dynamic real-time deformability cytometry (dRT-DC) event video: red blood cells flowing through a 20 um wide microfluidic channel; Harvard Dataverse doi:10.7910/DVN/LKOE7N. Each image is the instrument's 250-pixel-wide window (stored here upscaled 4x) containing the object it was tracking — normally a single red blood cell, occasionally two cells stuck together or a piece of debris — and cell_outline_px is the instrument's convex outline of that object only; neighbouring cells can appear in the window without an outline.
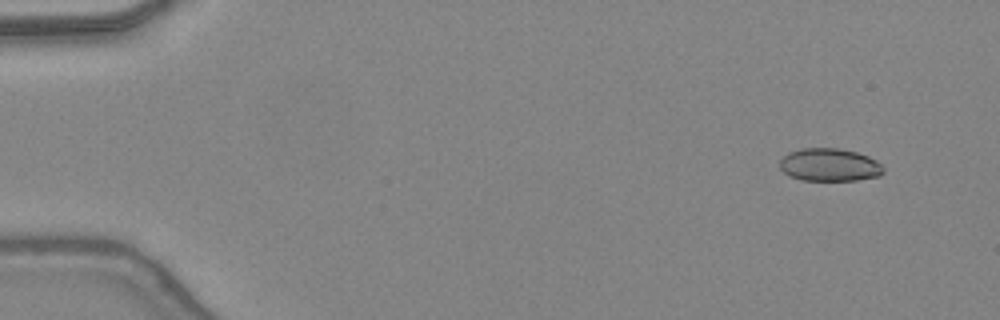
{"species": "common noctule bat (a hibernating species)", "species_latin": "Nyctalus noctula", "temperature_condition": "warm", "stored_images_in_passage": 11, "camera_frame_rate_fps": 3000, "um_per_image_px": 0.085, "animal": {"sex": "female", "body_mass_g": 24.6, "forearm_length_mm": 56.2}, "frame": {"image": 1, "passage_image": 4, "time_ms": 1.0, "image_size_px": [1000, 320], "cell_outline_px": [[884, 172], [880, 176], [856, 180], [800, 180], [788, 176], [780, 168], [780, 160], [788, 152], [800, 148], [836, 148], [856, 152], [868, 156], [876, 160], [884, 168]], "centroid_in_image_um": [70.5, 14.01], "position_along_channel_um": 14.5, "area_um2": 19.94}}